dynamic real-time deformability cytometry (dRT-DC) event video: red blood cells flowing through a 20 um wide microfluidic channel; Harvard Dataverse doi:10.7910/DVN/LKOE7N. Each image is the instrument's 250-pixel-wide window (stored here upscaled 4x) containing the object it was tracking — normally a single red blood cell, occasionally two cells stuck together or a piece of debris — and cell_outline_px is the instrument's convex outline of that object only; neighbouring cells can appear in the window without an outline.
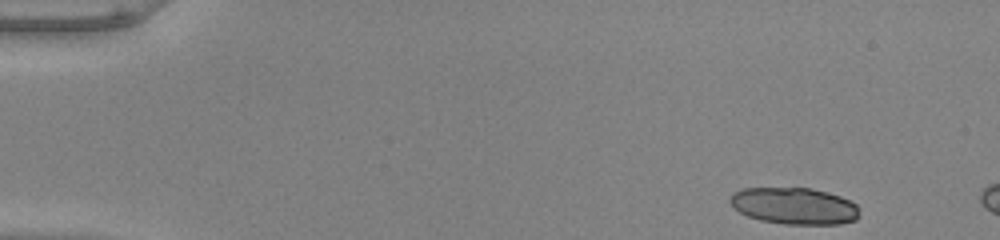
{"species": "common noctule bat (a hibernating species)", "species_latin": "Nyctalus noctula", "temperature_condition": "warm", "stored_images_in_passage": 10, "camera_frame_rate_fps": 3000, "um_per_image_px": 0.085, "animal": {"sex": "male", "body_mass_g": 20.0, "forearm_length_mm": 53.3}, "frame": {"image": 1, "passage_image": 1, "time_ms": 0.0, "image_size_px": [1000, 240], "cell_outline_px": [[860, 216], [856, 220], [840, 224], [784, 224], [760, 220], [748, 216], [740, 212], [728, 200], [732, 192], [740, 188], [812, 188], [828, 192], [840, 196], [856, 204], [860, 208]], "centroid_in_image_um": [67.53, 17.5], "position_along_channel_um": 17.5, "area_um2": 27.92}}